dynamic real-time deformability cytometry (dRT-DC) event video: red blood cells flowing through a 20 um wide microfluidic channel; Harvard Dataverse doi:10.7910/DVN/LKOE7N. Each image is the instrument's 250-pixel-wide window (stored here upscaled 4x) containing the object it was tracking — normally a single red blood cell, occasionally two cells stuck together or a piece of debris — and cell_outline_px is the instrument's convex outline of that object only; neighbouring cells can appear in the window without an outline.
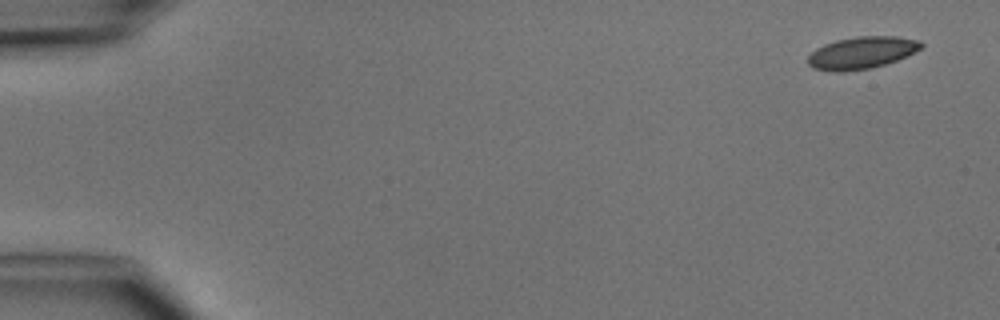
{"species": "common noctule bat (a hibernating species)", "species_latin": "Nyctalus noctula", "temperature_condition": "cold", "stored_images_in_passage": 6, "camera_frame_rate_fps": 3000, "um_per_image_px": 0.085, "animal": {"sex": "male", "body_mass_g": 15.6}, "frame": {"image": 1, "passage_image": 1, "time_ms": 0.0, "image_size_px": [1000, 320], "cell_outline_px": [[924, 44], [920, 48], [896, 60], [872, 68], [844, 72], [832, 72], [812, 68], [808, 64], [808, 56], [816, 48], [824, 44], [836, 40], [856, 36], [896, 36], [920, 40]], "centroid_in_image_um": [73.2, 4.48], "position_along_channel_um": 11.8, "area_um2": 21.21}}
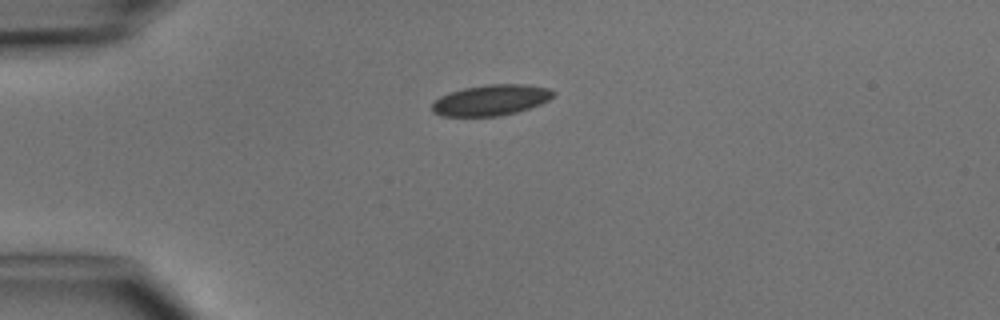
{"frame": {"image": 2, "passage_image": 3, "time_ms": 3.333, "image_size_px": [1000, 320], "cell_outline_px": [[556, 92], [548, 100], [540, 104], [516, 112], [500, 116], [440, 116], [432, 112], [432, 104], [440, 96], [448, 92], [464, 88], [488, 84], [524, 84], [548, 88]], "centroid_in_image_um": [41.7, 8.51], "position_along_channel_um": 43.3, "area_um2": 21.73}}
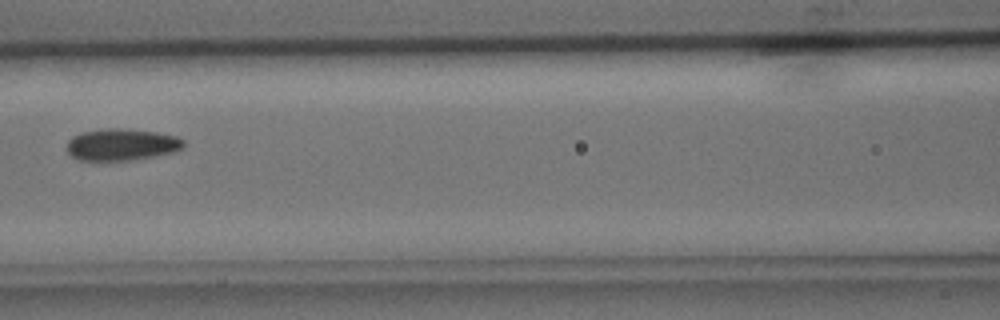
{"frame": {"image": 3, "passage_image": 6, "time_ms": 6.667, "image_size_px": [1000, 320], "cell_outline_px": [[184, 148], [172, 152], [152, 156], [128, 160], [80, 160], [72, 156], [68, 152], [68, 140], [72, 136], [80, 132], [104, 128], [116, 128], [156, 132], [176, 136], [184, 140]], "centroid_in_image_um": [10.32, 12.28], "position_along_channel_um": 156.3, "area_um2": 21.44}}